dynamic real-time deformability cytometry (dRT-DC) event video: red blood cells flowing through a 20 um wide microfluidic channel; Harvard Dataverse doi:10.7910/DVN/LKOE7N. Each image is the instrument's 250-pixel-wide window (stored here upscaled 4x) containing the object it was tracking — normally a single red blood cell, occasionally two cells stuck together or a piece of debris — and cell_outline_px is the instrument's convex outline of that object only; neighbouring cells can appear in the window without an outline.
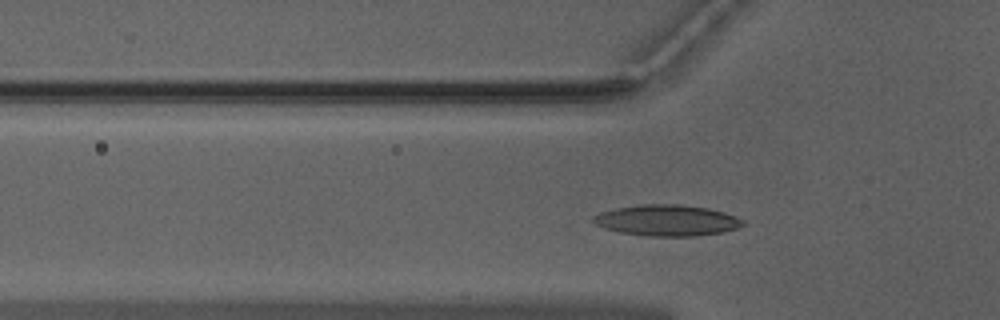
{"species": "Egyptian fruit bat (a non-hibernating species)", "species_latin": "Rousettus aegyptiacus", "temperature_condition": "warm", "stored_images_in_passage": 43, "camera_frame_rate_fps": 3000, "um_per_image_px": 0.085, "animal": {"sex": "male"}, "frame": {"image": 1, "passage_image": 7, "time_ms": 2.0, "image_size_px": [1000, 320], "cell_outline_px": [[744, 224], [736, 228], [724, 232], [696, 236], [644, 236], [620, 232], [604, 228], [596, 224], [592, 220], [592, 216], [600, 212], [616, 208], [640, 204], [680, 204], [708, 208], [724, 212], [736, 216], [744, 220]], "centroid_in_image_um": [56.69, 18.73], "position_along_channel_um": 69.1, "area_um2": 27.22}}
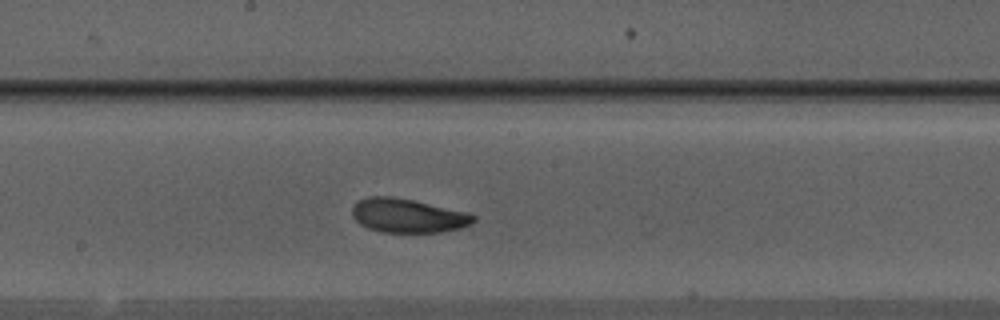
{"frame": {"image": 2, "passage_image": 18, "time_ms": 5.667, "image_size_px": [1000, 320], "cell_outline_px": [[476, 220], [472, 224], [460, 228], [440, 232], [380, 232], [368, 228], [360, 224], [352, 216], [352, 204], [368, 196], [392, 196], [412, 200], [468, 212], [476, 216]], "centroid_in_image_um": [34.66, 18.33], "position_along_channel_um": 213.5, "area_um2": 24.1}}
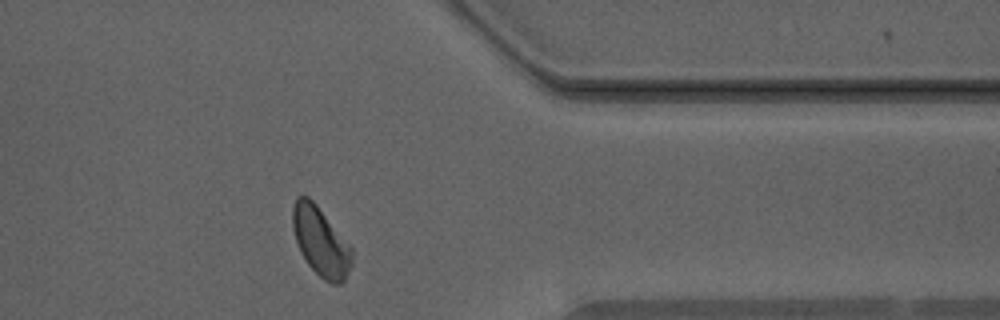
{"frame": {"image": 3, "passage_image": 32, "time_ms": 10.333, "image_size_px": [1000, 320], "cell_outline_px": [[352, 264], [344, 280], [340, 284], [332, 284], [324, 280], [308, 264], [300, 252], [292, 228], [292, 208], [296, 196], [308, 196], [316, 204], [352, 248]], "centroid_in_image_um": [27.24, 20.53], "position_along_channel_um": 384.2, "area_um2": 23.64}, "authors_computed_cell_mechanics": {"area_um2": 23.6402, "velocity_mm_per_s": 3.9409, "shape_relaxation_time_tau1_ms": 3.8279, "shape_relaxation_time_tau2_ms": 2.6605, "deformation_change_tau1": 0.1166, "deformation_change_tau2": 0.08}}